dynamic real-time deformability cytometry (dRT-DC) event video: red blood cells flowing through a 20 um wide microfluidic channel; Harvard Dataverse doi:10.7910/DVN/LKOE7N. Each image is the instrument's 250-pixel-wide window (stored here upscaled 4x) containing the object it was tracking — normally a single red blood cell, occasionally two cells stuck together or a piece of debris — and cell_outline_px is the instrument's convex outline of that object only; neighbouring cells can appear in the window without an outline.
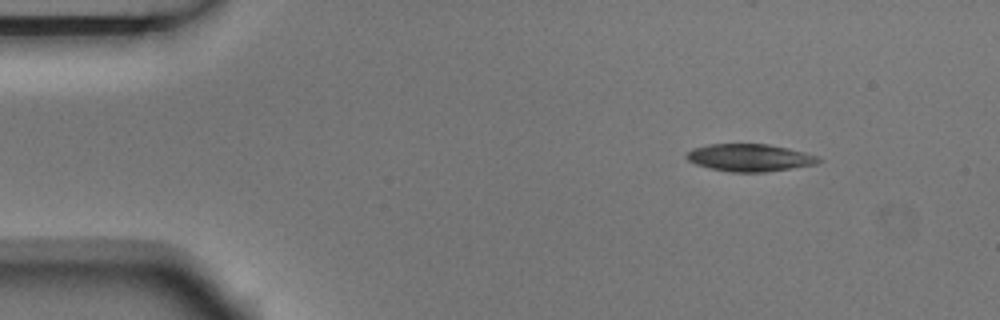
{"species": "Egyptian fruit bat (a non-hibernating species)", "species_latin": "Rousettus aegyptiacus", "temperature_condition": "room temperature", "stored_images_in_passage": 5, "camera_frame_rate_fps": 3000, "um_per_image_px": 0.085, "animal": {"sex": "male"}, "frame": {"image": 1, "passage_image": 1, "time_ms": 0.0, "image_size_px": [1000, 320], "cell_outline_px": [[824, 160], [816, 164], [764, 172], [732, 172], [708, 168], [696, 164], [688, 160], [684, 156], [692, 148], [708, 144], [768, 144], [788, 148], [804, 152], [816, 156]], "centroid_in_image_um": [63.7, 13.4], "position_along_channel_um": 21.3, "area_um2": 21.04}}
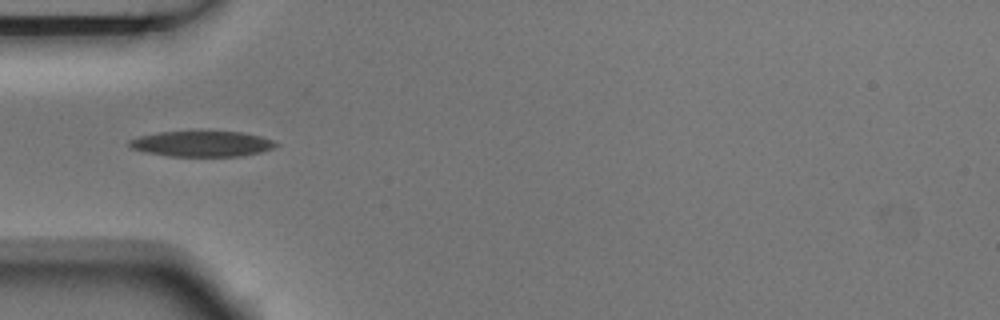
{"frame": {"image": 2, "passage_image": 4, "time_ms": 1.0, "image_size_px": [1000, 320], "cell_outline_px": [[280, 144], [272, 148], [260, 152], [240, 156], [168, 156], [144, 152], [128, 148], [128, 140], [140, 136], [160, 132], [244, 132], [260, 136], [272, 140]], "centroid_in_image_um": [17.12, 12.23], "position_along_channel_um": 67.9, "area_um2": 21.79}}
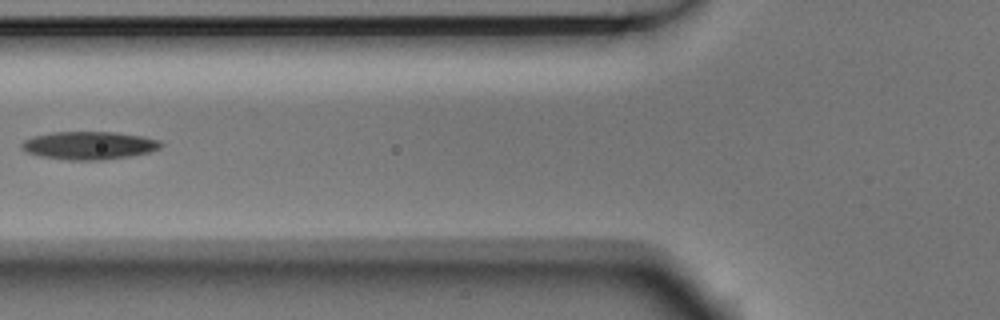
{"frame": {"image": 3, "passage_image": 5, "time_ms": 1.333, "image_size_px": [1000, 320], "cell_outline_px": [[164, 144], [160, 148], [148, 152], [128, 156], [100, 160], [68, 160], [40, 156], [28, 152], [20, 148], [20, 144], [24, 140], [32, 136], [52, 132], [112, 132], [144, 136], [160, 140]], "centroid_in_image_um": [7.56, 12.35], "position_along_channel_um": 118.2, "area_um2": 22.72}}